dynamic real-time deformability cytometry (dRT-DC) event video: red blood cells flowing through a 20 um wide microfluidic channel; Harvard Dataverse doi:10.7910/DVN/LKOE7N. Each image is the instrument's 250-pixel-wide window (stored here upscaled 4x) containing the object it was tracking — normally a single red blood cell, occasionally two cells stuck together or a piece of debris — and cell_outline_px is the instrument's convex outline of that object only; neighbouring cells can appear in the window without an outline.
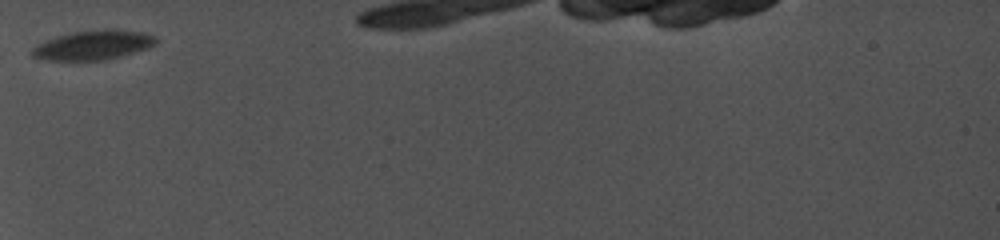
{"species": "common noctule bat (a hibernating species)", "species_latin": "Nyctalus noctula", "temperature_condition": "cold", "stored_images_in_passage": 5, "camera_frame_rate_fps": 5000, "um_per_image_px": 0.085, "animal": {"sex": "female", "body_mass_g": 19.0, "forearm_length_mm": 56.7}, "frame": {"image": 1, "passage_image": 1, "time_ms": 0.0, "image_size_px": [1000, 240], "cell_outline_px": [[156, 40], [152, 44], [144, 48], [116, 56], [100, 60], [48, 60], [32, 56], [32, 48], [48, 40], [72, 32], [144, 32], [156, 36]], "centroid_in_image_um": [7.83, 3.87], "position_along_channel_um": 77.2, "area_um2": 19.42}}